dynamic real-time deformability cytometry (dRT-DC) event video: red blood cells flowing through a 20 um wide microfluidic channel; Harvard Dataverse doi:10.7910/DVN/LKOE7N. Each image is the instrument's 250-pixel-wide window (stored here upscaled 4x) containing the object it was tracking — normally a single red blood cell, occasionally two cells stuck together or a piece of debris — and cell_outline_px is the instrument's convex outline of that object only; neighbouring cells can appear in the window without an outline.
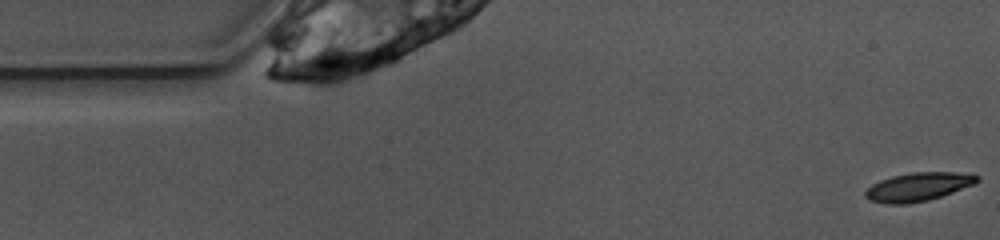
{"species": "common noctule bat (a hibernating species)", "species_latin": "Nyctalus noctula", "temperature_condition": "warm", "stored_images_in_passage": 5, "camera_frame_rate_fps": 3000, "um_per_image_px": 0.085, "animal": {"sex": "female", "body_mass_g": 10.0, "forearm_length_mm": 53.1}, "frame": {"image": 1, "passage_image": 1, "time_ms": 0.0, "image_size_px": [1000, 240], "cell_outline_px": [[980, 180], [972, 184], [952, 192], [928, 200], [908, 204], [884, 204], [868, 200], [864, 196], [864, 192], [872, 184], [880, 180], [892, 176], [912, 172], [956, 172], [980, 176]], "centroid_in_image_um": [77.98, 15.88], "position_along_channel_um": 7.0, "area_um2": 18.5}}